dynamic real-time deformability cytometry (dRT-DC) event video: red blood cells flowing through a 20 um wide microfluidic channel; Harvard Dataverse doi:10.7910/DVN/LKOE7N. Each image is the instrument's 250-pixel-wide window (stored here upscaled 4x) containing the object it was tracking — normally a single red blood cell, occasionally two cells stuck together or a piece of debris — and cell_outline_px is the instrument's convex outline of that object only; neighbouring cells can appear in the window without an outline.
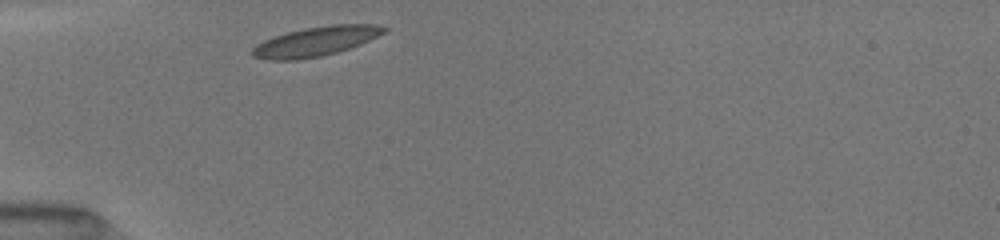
{"species": "common noctule bat (a hibernating species)", "species_latin": "Nyctalus noctula", "temperature_condition": "room temperature", "stored_images_in_passage": 29, "camera_frame_rate_fps": 3000, "um_per_image_px": 0.085, "animal": {"sex": "female", "body_mass_g": 19.5, "forearm_length_mm": 54.1}, "frame": {"image": 1, "passage_image": 1, "time_ms": 0.0, "image_size_px": [1000, 240], "cell_outline_px": [[388, 28], [384, 32], [360, 44], [336, 52], [320, 56], [296, 60], [268, 60], [252, 56], [252, 48], [256, 44], [264, 40], [288, 32], [304, 28], [328, 24], [376, 24]], "centroid_in_image_um": [26.81, 3.51], "position_along_channel_um": 58.2, "area_um2": 22.37}}
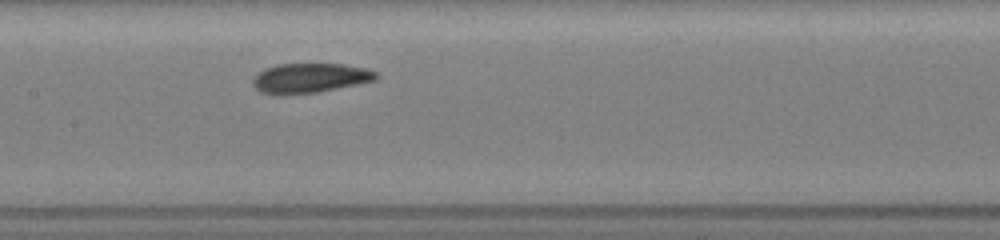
{"frame": {"image": 2, "passage_image": 11, "time_ms": 3.333, "image_size_px": [1000, 240], "cell_outline_px": [[380, 76], [376, 80], [360, 84], [316, 92], [284, 96], [280, 96], [260, 92], [252, 84], [252, 80], [264, 68], [276, 64], [344, 64], [368, 68], [376, 72]], "centroid_in_image_um": [26.36, 6.64], "position_along_channel_um": 181.0, "area_um2": 21.68}}
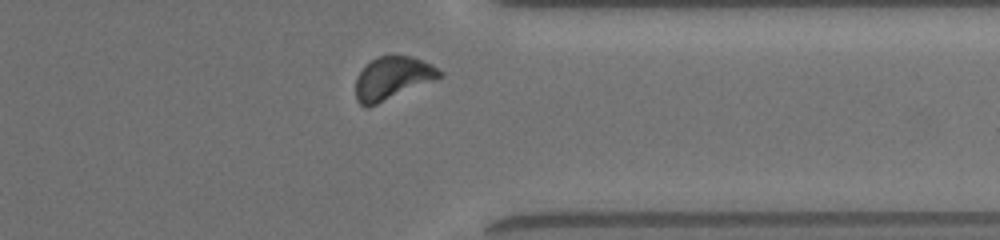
{"frame": {"image": 3, "passage_image": 26, "time_ms": 8.333, "image_size_px": [1000, 240], "cell_outline_px": [[444, 76], [436, 80], [368, 108], [364, 108], [356, 100], [356, 76], [364, 64], [376, 56], [412, 56], [432, 64], [444, 72]], "centroid_in_image_um": [33.36, 6.65], "position_along_channel_um": 378.0, "area_um2": 21.44}, "authors_computed_cell_mechanics": {"area_um2": 21.675, "velocity_mm_per_s": 3.9967, "shape_relaxation_time_tau1_ms": 2.9964, "shape_relaxation_time_tau2_ms": null, "deformation_change_tau1": 0.0874, "deformation_change_tau2": null}}